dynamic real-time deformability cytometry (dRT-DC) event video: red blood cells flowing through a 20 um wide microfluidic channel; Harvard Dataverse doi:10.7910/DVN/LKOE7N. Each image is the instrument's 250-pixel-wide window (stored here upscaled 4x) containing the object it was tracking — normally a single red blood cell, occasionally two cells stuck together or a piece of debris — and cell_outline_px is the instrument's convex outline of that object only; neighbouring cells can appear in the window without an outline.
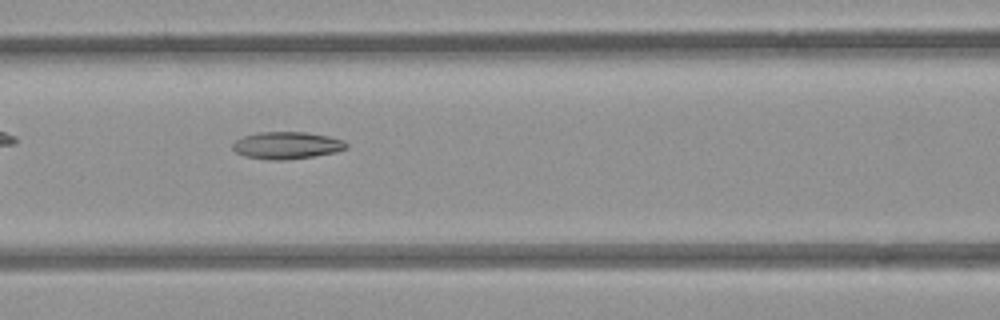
{"species": "common noctule bat (a hibernating species)", "species_latin": "Nyctalus noctula", "temperature_condition": "room temperature", "stored_images_in_passage": 30, "camera_frame_rate_fps": 3000, "um_per_image_px": 0.085, "animal": {"sex": "female", "body_mass_g": 21.9}, "frame": {"image": 1, "passage_image": 8, "time_ms": 2.333, "image_size_px": [1000, 320], "cell_outline_px": [[348, 148], [336, 152], [312, 156], [284, 160], [272, 160], [244, 156], [236, 152], [232, 148], [232, 144], [236, 140], [244, 136], [260, 132], [308, 132], [328, 136], [344, 140], [348, 144]], "centroid_in_image_um": [24.4, 12.35], "position_along_channel_um": 142.2, "area_um2": 17.98}}
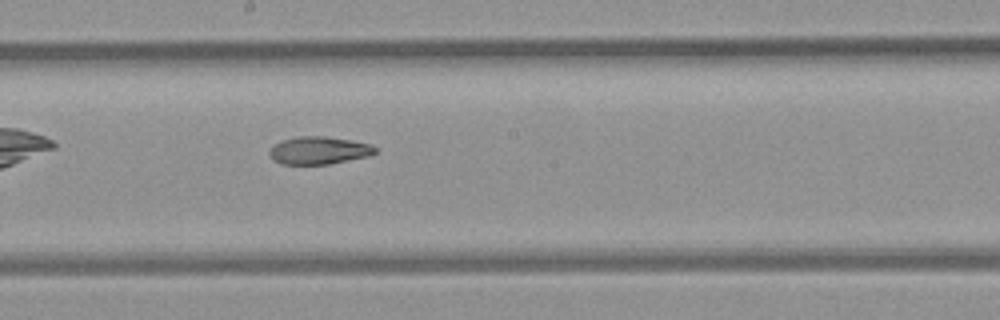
{"frame": {"image": 2, "passage_image": 14, "time_ms": 4.333, "image_size_px": [1000, 320], "cell_outline_px": [[376, 152], [368, 156], [328, 164], [280, 164], [272, 160], [268, 152], [280, 140], [296, 136], [324, 136], [352, 140], [372, 144], [376, 148]], "centroid_in_image_um": [27.09, 12.78], "position_along_channel_um": 221.1, "area_um2": 17.11}}
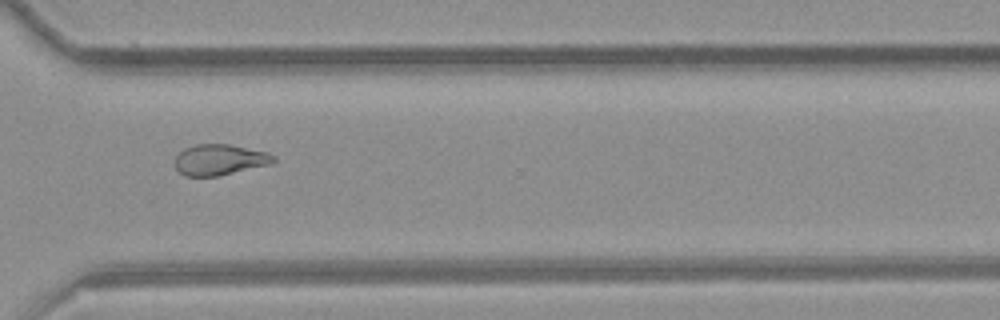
{"frame": {"image": 3, "passage_image": 24, "time_ms": 7.667, "image_size_px": [1000, 320], "cell_outline_px": [[276, 160], [272, 164], [216, 176], [184, 176], [176, 168], [176, 156], [184, 148], [196, 144], [228, 144], [268, 152], [276, 156]], "centroid_in_image_um": [18.7, 13.57], "position_along_channel_um": 351.9, "area_um2": 17.69}, "authors_computed_cell_mechanics": {"area_um2": 17.6868, "velocity_mm_per_s": 3.9384, "shape_relaxation_time_tau1_ms": null, "shape_relaxation_time_tau2_ms": 5.1037, "deformation_change_tau1": null, "deformation_change_tau2": 0.1296}}